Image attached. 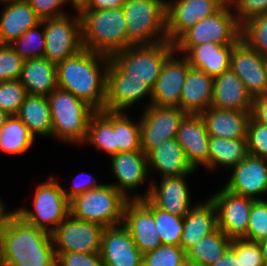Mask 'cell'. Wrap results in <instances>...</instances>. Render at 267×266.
<instances>
[{
    "mask_svg": "<svg viewBox=\"0 0 267 266\" xmlns=\"http://www.w3.org/2000/svg\"><path fill=\"white\" fill-rule=\"evenodd\" d=\"M110 59V56L83 48L57 64L58 87L71 92L96 111L104 110Z\"/></svg>",
    "mask_w": 267,
    "mask_h": 266,
    "instance_id": "cell-1",
    "label": "cell"
},
{
    "mask_svg": "<svg viewBox=\"0 0 267 266\" xmlns=\"http://www.w3.org/2000/svg\"><path fill=\"white\" fill-rule=\"evenodd\" d=\"M3 266H56L51 234L24 221L14 211L0 233Z\"/></svg>",
    "mask_w": 267,
    "mask_h": 266,
    "instance_id": "cell-2",
    "label": "cell"
},
{
    "mask_svg": "<svg viewBox=\"0 0 267 266\" xmlns=\"http://www.w3.org/2000/svg\"><path fill=\"white\" fill-rule=\"evenodd\" d=\"M78 12L83 48L111 57L128 47L127 24L122 8Z\"/></svg>",
    "mask_w": 267,
    "mask_h": 266,
    "instance_id": "cell-3",
    "label": "cell"
},
{
    "mask_svg": "<svg viewBox=\"0 0 267 266\" xmlns=\"http://www.w3.org/2000/svg\"><path fill=\"white\" fill-rule=\"evenodd\" d=\"M52 120V138L63 143L84 144L89 120L96 112L85 101L59 87L47 97Z\"/></svg>",
    "mask_w": 267,
    "mask_h": 266,
    "instance_id": "cell-4",
    "label": "cell"
},
{
    "mask_svg": "<svg viewBox=\"0 0 267 266\" xmlns=\"http://www.w3.org/2000/svg\"><path fill=\"white\" fill-rule=\"evenodd\" d=\"M122 9L127 24L128 47L168 40L167 0H126Z\"/></svg>",
    "mask_w": 267,
    "mask_h": 266,
    "instance_id": "cell-5",
    "label": "cell"
},
{
    "mask_svg": "<svg viewBox=\"0 0 267 266\" xmlns=\"http://www.w3.org/2000/svg\"><path fill=\"white\" fill-rule=\"evenodd\" d=\"M127 199L112 183L88 190L69 201L70 214L81 221L94 222L104 227L123 222Z\"/></svg>",
    "mask_w": 267,
    "mask_h": 266,
    "instance_id": "cell-6",
    "label": "cell"
},
{
    "mask_svg": "<svg viewBox=\"0 0 267 266\" xmlns=\"http://www.w3.org/2000/svg\"><path fill=\"white\" fill-rule=\"evenodd\" d=\"M53 175L39 183L33 193V209L21 207L14 212L24 221L51 234L70 214L69 200Z\"/></svg>",
    "mask_w": 267,
    "mask_h": 266,
    "instance_id": "cell-7",
    "label": "cell"
},
{
    "mask_svg": "<svg viewBox=\"0 0 267 266\" xmlns=\"http://www.w3.org/2000/svg\"><path fill=\"white\" fill-rule=\"evenodd\" d=\"M241 40V26L230 5H222L212 15L187 29L175 42V51L184 55L191 47L203 43L237 44Z\"/></svg>",
    "mask_w": 267,
    "mask_h": 266,
    "instance_id": "cell-8",
    "label": "cell"
},
{
    "mask_svg": "<svg viewBox=\"0 0 267 266\" xmlns=\"http://www.w3.org/2000/svg\"><path fill=\"white\" fill-rule=\"evenodd\" d=\"M174 51V43L165 40L153 45H132L110 58L129 79L142 80L153 89L163 63Z\"/></svg>",
    "mask_w": 267,
    "mask_h": 266,
    "instance_id": "cell-9",
    "label": "cell"
},
{
    "mask_svg": "<svg viewBox=\"0 0 267 266\" xmlns=\"http://www.w3.org/2000/svg\"><path fill=\"white\" fill-rule=\"evenodd\" d=\"M42 20L45 32V55L58 64L83 49L79 12Z\"/></svg>",
    "mask_w": 267,
    "mask_h": 266,
    "instance_id": "cell-10",
    "label": "cell"
},
{
    "mask_svg": "<svg viewBox=\"0 0 267 266\" xmlns=\"http://www.w3.org/2000/svg\"><path fill=\"white\" fill-rule=\"evenodd\" d=\"M188 114L179 107H145L140 118L141 149L147 154L163 142L174 139L182 121Z\"/></svg>",
    "mask_w": 267,
    "mask_h": 266,
    "instance_id": "cell-11",
    "label": "cell"
},
{
    "mask_svg": "<svg viewBox=\"0 0 267 266\" xmlns=\"http://www.w3.org/2000/svg\"><path fill=\"white\" fill-rule=\"evenodd\" d=\"M104 229L69 214L51 233L55 252L99 253Z\"/></svg>",
    "mask_w": 267,
    "mask_h": 266,
    "instance_id": "cell-12",
    "label": "cell"
},
{
    "mask_svg": "<svg viewBox=\"0 0 267 266\" xmlns=\"http://www.w3.org/2000/svg\"><path fill=\"white\" fill-rule=\"evenodd\" d=\"M189 175L192 174L162 177L159 184L152 180L144 195L133 194L131 200L147 198L156 208L184 217L197 204H191V193L186 181Z\"/></svg>",
    "mask_w": 267,
    "mask_h": 266,
    "instance_id": "cell-13",
    "label": "cell"
},
{
    "mask_svg": "<svg viewBox=\"0 0 267 266\" xmlns=\"http://www.w3.org/2000/svg\"><path fill=\"white\" fill-rule=\"evenodd\" d=\"M209 199L216 208L218 228L230 239L243 238L247 234L255 199L232 193L224 187L210 195Z\"/></svg>",
    "mask_w": 267,
    "mask_h": 266,
    "instance_id": "cell-14",
    "label": "cell"
},
{
    "mask_svg": "<svg viewBox=\"0 0 267 266\" xmlns=\"http://www.w3.org/2000/svg\"><path fill=\"white\" fill-rule=\"evenodd\" d=\"M152 97V88L142 80L129 79L111 59L106 72V98L104 109L127 111L144 97Z\"/></svg>",
    "mask_w": 267,
    "mask_h": 266,
    "instance_id": "cell-15",
    "label": "cell"
},
{
    "mask_svg": "<svg viewBox=\"0 0 267 266\" xmlns=\"http://www.w3.org/2000/svg\"><path fill=\"white\" fill-rule=\"evenodd\" d=\"M122 224L128 229L142 254L162 245L154 222L153 204L147 198L126 201Z\"/></svg>",
    "mask_w": 267,
    "mask_h": 266,
    "instance_id": "cell-16",
    "label": "cell"
},
{
    "mask_svg": "<svg viewBox=\"0 0 267 266\" xmlns=\"http://www.w3.org/2000/svg\"><path fill=\"white\" fill-rule=\"evenodd\" d=\"M177 55L174 51L163 63L152 89L151 102L149 101L145 107L155 105L180 108L183 85L190 65L183 55L180 54L179 58Z\"/></svg>",
    "mask_w": 267,
    "mask_h": 266,
    "instance_id": "cell-17",
    "label": "cell"
},
{
    "mask_svg": "<svg viewBox=\"0 0 267 266\" xmlns=\"http://www.w3.org/2000/svg\"><path fill=\"white\" fill-rule=\"evenodd\" d=\"M230 69L243 81L253 98L266 94L267 58L251 49L242 39L233 47Z\"/></svg>",
    "mask_w": 267,
    "mask_h": 266,
    "instance_id": "cell-18",
    "label": "cell"
},
{
    "mask_svg": "<svg viewBox=\"0 0 267 266\" xmlns=\"http://www.w3.org/2000/svg\"><path fill=\"white\" fill-rule=\"evenodd\" d=\"M222 4L218 0H167V37L174 43L187 29L212 15Z\"/></svg>",
    "mask_w": 267,
    "mask_h": 266,
    "instance_id": "cell-19",
    "label": "cell"
},
{
    "mask_svg": "<svg viewBox=\"0 0 267 266\" xmlns=\"http://www.w3.org/2000/svg\"><path fill=\"white\" fill-rule=\"evenodd\" d=\"M100 254L104 266H142L143 254L123 224L105 227Z\"/></svg>",
    "mask_w": 267,
    "mask_h": 266,
    "instance_id": "cell-20",
    "label": "cell"
},
{
    "mask_svg": "<svg viewBox=\"0 0 267 266\" xmlns=\"http://www.w3.org/2000/svg\"><path fill=\"white\" fill-rule=\"evenodd\" d=\"M224 188L232 193L260 200L267 194V159L248 154L234 166Z\"/></svg>",
    "mask_w": 267,
    "mask_h": 266,
    "instance_id": "cell-21",
    "label": "cell"
},
{
    "mask_svg": "<svg viewBox=\"0 0 267 266\" xmlns=\"http://www.w3.org/2000/svg\"><path fill=\"white\" fill-rule=\"evenodd\" d=\"M110 162L111 172L117 180L112 185L127 200H131L128 193L138 190L149 176L147 154L143 151L119 152L110 156Z\"/></svg>",
    "mask_w": 267,
    "mask_h": 266,
    "instance_id": "cell-22",
    "label": "cell"
},
{
    "mask_svg": "<svg viewBox=\"0 0 267 266\" xmlns=\"http://www.w3.org/2000/svg\"><path fill=\"white\" fill-rule=\"evenodd\" d=\"M176 141L182 146L193 170L208 169L209 134L201 115L188 114L176 132Z\"/></svg>",
    "mask_w": 267,
    "mask_h": 266,
    "instance_id": "cell-23",
    "label": "cell"
},
{
    "mask_svg": "<svg viewBox=\"0 0 267 266\" xmlns=\"http://www.w3.org/2000/svg\"><path fill=\"white\" fill-rule=\"evenodd\" d=\"M253 97L231 69L213 78L212 107L251 112Z\"/></svg>",
    "mask_w": 267,
    "mask_h": 266,
    "instance_id": "cell-24",
    "label": "cell"
},
{
    "mask_svg": "<svg viewBox=\"0 0 267 266\" xmlns=\"http://www.w3.org/2000/svg\"><path fill=\"white\" fill-rule=\"evenodd\" d=\"M148 171L159 176L171 177L188 175L195 172L189 165L182 146L176 139H170L147 153Z\"/></svg>",
    "mask_w": 267,
    "mask_h": 266,
    "instance_id": "cell-25",
    "label": "cell"
},
{
    "mask_svg": "<svg viewBox=\"0 0 267 266\" xmlns=\"http://www.w3.org/2000/svg\"><path fill=\"white\" fill-rule=\"evenodd\" d=\"M2 8L0 14V41L2 44H10L42 21L26 0L5 3Z\"/></svg>",
    "mask_w": 267,
    "mask_h": 266,
    "instance_id": "cell-26",
    "label": "cell"
},
{
    "mask_svg": "<svg viewBox=\"0 0 267 266\" xmlns=\"http://www.w3.org/2000/svg\"><path fill=\"white\" fill-rule=\"evenodd\" d=\"M200 115L209 136L226 139L246 138L251 112L219 109L210 106Z\"/></svg>",
    "mask_w": 267,
    "mask_h": 266,
    "instance_id": "cell-27",
    "label": "cell"
},
{
    "mask_svg": "<svg viewBox=\"0 0 267 266\" xmlns=\"http://www.w3.org/2000/svg\"><path fill=\"white\" fill-rule=\"evenodd\" d=\"M235 45L203 43L191 47L183 56L190 67L200 69L215 78L230 69L231 55Z\"/></svg>",
    "mask_w": 267,
    "mask_h": 266,
    "instance_id": "cell-28",
    "label": "cell"
},
{
    "mask_svg": "<svg viewBox=\"0 0 267 266\" xmlns=\"http://www.w3.org/2000/svg\"><path fill=\"white\" fill-rule=\"evenodd\" d=\"M218 228L215 205L208 198L198 202L185 216L180 247L187 252L204 236Z\"/></svg>",
    "mask_w": 267,
    "mask_h": 266,
    "instance_id": "cell-29",
    "label": "cell"
},
{
    "mask_svg": "<svg viewBox=\"0 0 267 266\" xmlns=\"http://www.w3.org/2000/svg\"><path fill=\"white\" fill-rule=\"evenodd\" d=\"M213 78L190 67L183 85L180 108L187 114L200 115L212 104Z\"/></svg>",
    "mask_w": 267,
    "mask_h": 266,
    "instance_id": "cell-30",
    "label": "cell"
},
{
    "mask_svg": "<svg viewBox=\"0 0 267 266\" xmlns=\"http://www.w3.org/2000/svg\"><path fill=\"white\" fill-rule=\"evenodd\" d=\"M19 81L27 94L48 97L58 87L57 65L46 57L25 60Z\"/></svg>",
    "mask_w": 267,
    "mask_h": 266,
    "instance_id": "cell-31",
    "label": "cell"
},
{
    "mask_svg": "<svg viewBox=\"0 0 267 266\" xmlns=\"http://www.w3.org/2000/svg\"><path fill=\"white\" fill-rule=\"evenodd\" d=\"M17 116L36 136L52 137V120L49 100L46 96L27 94Z\"/></svg>",
    "mask_w": 267,
    "mask_h": 266,
    "instance_id": "cell-32",
    "label": "cell"
},
{
    "mask_svg": "<svg viewBox=\"0 0 267 266\" xmlns=\"http://www.w3.org/2000/svg\"><path fill=\"white\" fill-rule=\"evenodd\" d=\"M248 155L246 138L226 139L209 136L208 169L219 166L232 169Z\"/></svg>",
    "mask_w": 267,
    "mask_h": 266,
    "instance_id": "cell-33",
    "label": "cell"
},
{
    "mask_svg": "<svg viewBox=\"0 0 267 266\" xmlns=\"http://www.w3.org/2000/svg\"><path fill=\"white\" fill-rule=\"evenodd\" d=\"M230 239L221 229L204 236L186 252L188 266H209L229 249Z\"/></svg>",
    "mask_w": 267,
    "mask_h": 266,
    "instance_id": "cell-34",
    "label": "cell"
},
{
    "mask_svg": "<svg viewBox=\"0 0 267 266\" xmlns=\"http://www.w3.org/2000/svg\"><path fill=\"white\" fill-rule=\"evenodd\" d=\"M84 143L93 145L96 149L109 156L118 153L114 132V111H96L89 120L87 136Z\"/></svg>",
    "mask_w": 267,
    "mask_h": 266,
    "instance_id": "cell-35",
    "label": "cell"
},
{
    "mask_svg": "<svg viewBox=\"0 0 267 266\" xmlns=\"http://www.w3.org/2000/svg\"><path fill=\"white\" fill-rule=\"evenodd\" d=\"M34 142V136L17 115L9 116L0 128V150L6 154H24Z\"/></svg>",
    "mask_w": 267,
    "mask_h": 266,
    "instance_id": "cell-36",
    "label": "cell"
},
{
    "mask_svg": "<svg viewBox=\"0 0 267 266\" xmlns=\"http://www.w3.org/2000/svg\"><path fill=\"white\" fill-rule=\"evenodd\" d=\"M127 114L125 111H114V132L118 153L142 151L140 120L133 121Z\"/></svg>",
    "mask_w": 267,
    "mask_h": 266,
    "instance_id": "cell-37",
    "label": "cell"
},
{
    "mask_svg": "<svg viewBox=\"0 0 267 266\" xmlns=\"http://www.w3.org/2000/svg\"><path fill=\"white\" fill-rule=\"evenodd\" d=\"M153 216L162 244L180 246L184 217L158 209L154 205Z\"/></svg>",
    "mask_w": 267,
    "mask_h": 266,
    "instance_id": "cell-38",
    "label": "cell"
},
{
    "mask_svg": "<svg viewBox=\"0 0 267 266\" xmlns=\"http://www.w3.org/2000/svg\"><path fill=\"white\" fill-rule=\"evenodd\" d=\"M37 26L28 29L20 38L13 40L10 47L25 61L45 55V32Z\"/></svg>",
    "mask_w": 267,
    "mask_h": 266,
    "instance_id": "cell-39",
    "label": "cell"
},
{
    "mask_svg": "<svg viewBox=\"0 0 267 266\" xmlns=\"http://www.w3.org/2000/svg\"><path fill=\"white\" fill-rule=\"evenodd\" d=\"M241 39L267 58V13L255 16L241 26Z\"/></svg>",
    "mask_w": 267,
    "mask_h": 266,
    "instance_id": "cell-40",
    "label": "cell"
},
{
    "mask_svg": "<svg viewBox=\"0 0 267 266\" xmlns=\"http://www.w3.org/2000/svg\"><path fill=\"white\" fill-rule=\"evenodd\" d=\"M142 266H188L186 252L175 245H161L143 254Z\"/></svg>",
    "mask_w": 267,
    "mask_h": 266,
    "instance_id": "cell-41",
    "label": "cell"
},
{
    "mask_svg": "<svg viewBox=\"0 0 267 266\" xmlns=\"http://www.w3.org/2000/svg\"><path fill=\"white\" fill-rule=\"evenodd\" d=\"M26 95L19 79L0 82V108L10 116L18 114Z\"/></svg>",
    "mask_w": 267,
    "mask_h": 266,
    "instance_id": "cell-42",
    "label": "cell"
},
{
    "mask_svg": "<svg viewBox=\"0 0 267 266\" xmlns=\"http://www.w3.org/2000/svg\"><path fill=\"white\" fill-rule=\"evenodd\" d=\"M244 239L260 242L267 238V200L253 202L248 222L247 234Z\"/></svg>",
    "mask_w": 267,
    "mask_h": 266,
    "instance_id": "cell-43",
    "label": "cell"
},
{
    "mask_svg": "<svg viewBox=\"0 0 267 266\" xmlns=\"http://www.w3.org/2000/svg\"><path fill=\"white\" fill-rule=\"evenodd\" d=\"M248 154L267 159V125L249 118L246 133Z\"/></svg>",
    "mask_w": 267,
    "mask_h": 266,
    "instance_id": "cell-44",
    "label": "cell"
},
{
    "mask_svg": "<svg viewBox=\"0 0 267 266\" xmlns=\"http://www.w3.org/2000/svg\"><path fill=\"white\" fill-rule=\"evenodd\" d=\"M230 248L239 256L240 266H265L258 242L244 238L232 239Z\"/></svg>",
    "mask_w": 267,
    "mask_h": 266,
    "instance_id": "cell-45",
    "label": "cell"
},
{
    "mask_svg": "<svg viewBox=\"0 0 267 266\" xmlns=\"http://www.w3.org/2000/svg\"><path fill=\"white\" fill-rule=\"evenodd\" d=\"M23 62L9 44L0 45V82L19 79Z\"/></svg>",
    "mask_w": 267,
    "mask_h": 266,
    "instance_id": "cell-46",
    "label": "cell"
},
{
    "mask_svg": "<svg viewBox=\"0 0 267 266\" xmlns=\"http://www.w3.org/2000/svg\"><path fill=\"white\" fill-rule=\"evenodd\" d=\"M229 5L240 26L255 16L267 13V0H230Z\"/></svg>",
    "mask_w": 267,
    "mask_h": 266,
    "instance_id": "cell-47",
    "label": "cell"
},
{
    "mask_svg": "<svg viewBox=\"0 0 267 266\" xmlns=\"http://www.w3.org/2000/svg\"><path fill=\"white\" fill-rule=\"evenodd\" d=\"M56 255V266H104L100 252H56Z\"/></svg>",
    "mask_w": 267,
    "mask_h": 266,
    "instance_id": "cell-48",
    "label": "cell"
},
{
    "mask_svg": "<svg viewBox=\"0 0 267 266\" xmlns=\"http://www.w3.org/2000/svg\"><path fill=\"white\" fill-rule=\"evenodd\" d=\"M41 20L58 18L67 13L63 10L68 0H26Z\"/></svg>",
    "mask_w": 267,
    "mask_h": 266,
    "instance_id": "cell-49",
    "label": "cell"
},
{
    "mask_svg": "<svg viewBox=\"0 0 267 266\" xmlns=\"http://www.w3.org/2000/svg\"><path fill=\"white\" fill-rule=\"evenodd\" d=\"M71 183L72 186H70V190L63 188L62 186L64 194L69 201L79 194L87 192L88 190L96 189L103 185V183H98V181L96 182L90 174L85 172L77 174Z\"/></svg>",
    "mask_w": 267,
    "mask_h": 266,
    "instance_id": "cell-50",
    "label": "cell"
},
{
    "mask_svg": "<svg viewBox=\"0 0 267 266\" xmlns=\"http://www.w3.org/2000/svg\"><path fill=\"white\" fill-rule=\"evenodd\" d=\"M251 117L267 125V94L253 98Z\"/></svg>",
    "mask_w": 267,
    "mask_h": 266,
    "instance_id": "cell-51",
    "label": "cell"
},
{
    "mask_svg": "<svg viewBox=\"0 0 267 266\" xmlns=\"http://www.w3.org/2000/svg\"><path fill=\"white\" fill-rule=\"evenodd\" d=\"M126 0H89L80 10H105L122 8Z\"/></svg>",
    "mask_w": 267,
    "mask_h": 266,
    "instance_id": "cell-52",
    "label": "cell"
},
{
    "mask_svg": "<svg viewBox=\"0 0 267 266\" xmlns=\"http://www.w3.org/2000/svg\"><path fill=\"white\" fill-rule=\"evenodd\" d=\"M209 266H240L239 256L229 247L224 255Z\"/></svg>",
    "mask_w": 267,
    "mask_h": 266,
    "instance_id": "cell-53",
    "label": "cell"
},
{
    "mask_svg": "<svg viewBox=\"0 0 267 266\" xmlns=\"http://www.w3.org/2000/svg\"><path fill=\"white\" fill-rule=\"evenodd\" d=\"M2 198L0 197V233L4 229L5 223L8 219V217L13 213L14 209L12 211L8 212L6 211V206L4 205L3 201L1 200Z\"/></svg>",
    "mask_w": 267,
    "mask_h": 266,
    "instance_id": "cell-54",
    "label": "cell"
},
{
    "mask_svg": "<svg viewBox=\"0 0 267 266\" xmlns=\"http://www.w3.org/2000/svg\"><path fill=\"white\" fill-rule=\"evenodd\" d=\"M258 243L261 249L264 265L267 266V238Z\"/></svg>",
    "mask_w": 267,
    "mask_h": 266,
    "instance_id": "cell-55",
    "label": "cell"
},
{
    "mask_svg": "<svg viewBox=\"0 0 267 266\" xmlns=\"http://www.w3.org/2000/svg\"><path fill=\"white\" fill-rule=\"evenodd\" d=\"M88 1L89 0H68V2L72 4L71 6H73V10L75 11H79L80 9H82Z\"/></svg>",
    "mask_w": 267,
    "mask_h": 266,
    "instance_id": "cell-56",
    "label": "cell"
},
{
    "mask_svg": "<svg viewBox=\"0 0 267 266\" xmlns=\"http://www.w3.org/2000/svg\"><path fill=\"white\" fill-rule=\"evenodd\" d=\"M10 115L0 108V128L4 125L5 121Z\"/></svg>",
    "mask_w": 267,
    "mask_h": 266,
    "instance_id": "cell-57",
    "label": "cell"
},
{
    "mask_svg": "<svg viewBox=\"0 0 267 266\" xmlns=\"http://www.w3.org/2000/svg\"><path fill=\"white\" fill-rule=\"evenodd\" d=\"M222 5H226L230 3V0H218Z\"/></svg>",
    "mask_w": 267,
    "mask_h": 266,
    "instance_id": "cell-58",
    "label": "cell"
},
{
    "mask_svg": "<svg viewBox=\"0 0 267 266\" xmlns=\"http://www.w3.org/2000/svg\"><path fill=\"white\" fill-rule=\"evenodd\" d=\"M15 0H0V4H5V3H9V2H13Z\"/></svg>",
    "mask_w": 267,
    "mask_h": 266,
    "instance_id": "cell-59",
    "label": "cell"
},
{
    "mask_svg": "<svg viewBox=\"0 0 267 266\" xmlns=\"http://www.w3.org/2000/svg\"><path fill=\"white\" fill-rule=\"evenodd\" d=\"M0 266H3L2 265V258H1V247H0Z\"/></svg>",
    "mask_w": 267,
    "mask_h": 266,
    "instance_id": "cell-60",
    "label": "cell"
}]
</instances>
